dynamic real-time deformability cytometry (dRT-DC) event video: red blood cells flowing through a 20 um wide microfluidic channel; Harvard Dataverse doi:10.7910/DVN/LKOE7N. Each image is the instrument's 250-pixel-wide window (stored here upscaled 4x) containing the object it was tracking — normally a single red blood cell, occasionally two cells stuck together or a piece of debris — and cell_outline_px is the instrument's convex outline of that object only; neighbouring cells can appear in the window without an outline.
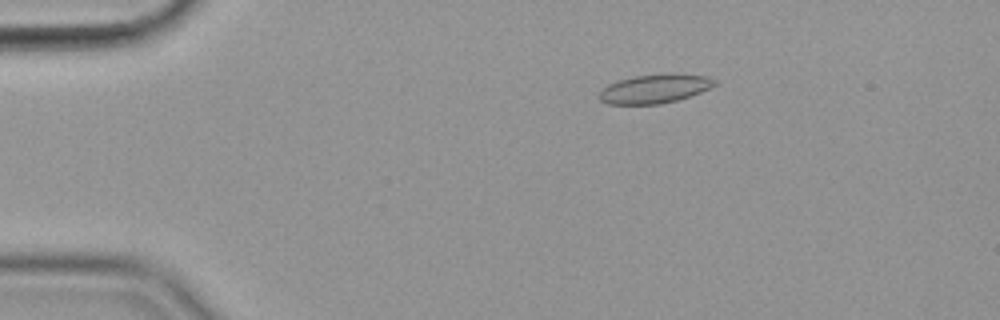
{"species": "common noctule bat (a hibernating species)", "species_latin": "Nyctalus noctula", "temperature_condition": "cold", "stored_images_in_passage": 57, "camera_frame_rate_fps": 3000, "um_per_image_px": 0.085, "animal": {"sex": "female", "body_mass_g": 19.9}, "frame": {"image": 1, "passage_image": 11, "time_ms": 3.333, "image_size_px": [1000, 320], "cell_outline_px": [[716, 84], [700, 92], [676, 100], [660, 104], [608, 104], [600, 100], [596, 96], [608, 84], [620, 80], [636, 76], [708, 76], [716, 80]], "centroid_in_image_um": [55.56, 7.59], "position_along_channel_um": 29.4, "area_um2": 18.44}}
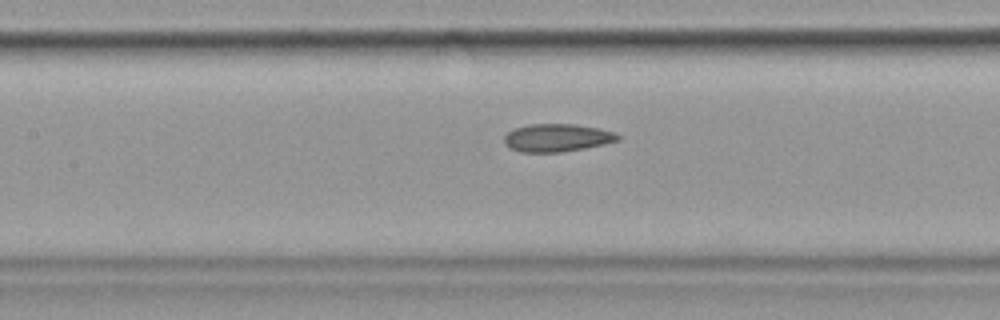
{"frame": {"image": 2, "passage_image": 27, "time_ms": 8.667, "image_size_px": [1000, 320], "cell_outline_px": [[620, 140], [604, 144], [584, 148], [560, 152], [520, 152], [504, 144], [504, 136], [508, 132], [516, 128], [528, 124], [576, 124], [600, 128], [612, 132], [620, 136]], "centroid_in_image_um": [47.35, 11.7], "position_along_channel_um": 160.1, "area_um2": 18.38}}
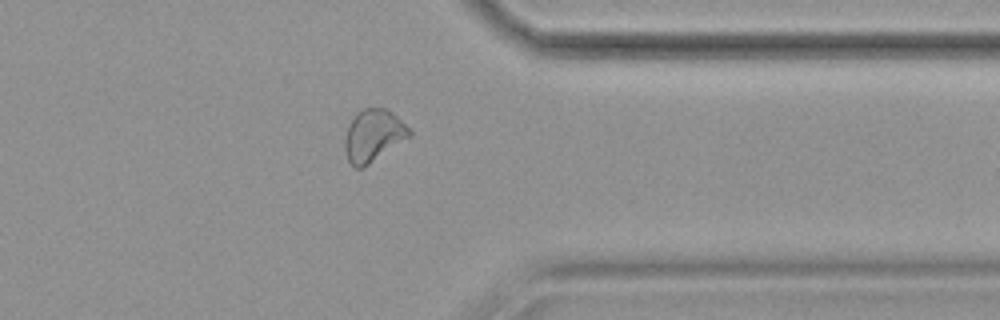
{"frame": {"image": 3, "passage_image": 46, "time_ms": 15.0, "image_size_px": [1000, 320], "cell_outline_px": [[412, 136], [368, 164], [360, 168], [356, 168], [348, 160], [344, 148], [344, 140], [348, 124], [356, 112], [364, 108], [388, 108], [412, 132]], "centroid_in_image_um": [31.72, 11.5], "position_along_channel_um": 379.7, "area_um2": 19.54}, "authors_computed_cell_mechanics": {"area_um2": 19.3052, "velocity_mm_per_s": 3.5575, "shape_relaxation_time_tau1_ms": null, "shape_relaxation_time_tau2_ms": 3.5656, "deformation_change_tau1": null, "deformation_change_tau2": 0.0985}}